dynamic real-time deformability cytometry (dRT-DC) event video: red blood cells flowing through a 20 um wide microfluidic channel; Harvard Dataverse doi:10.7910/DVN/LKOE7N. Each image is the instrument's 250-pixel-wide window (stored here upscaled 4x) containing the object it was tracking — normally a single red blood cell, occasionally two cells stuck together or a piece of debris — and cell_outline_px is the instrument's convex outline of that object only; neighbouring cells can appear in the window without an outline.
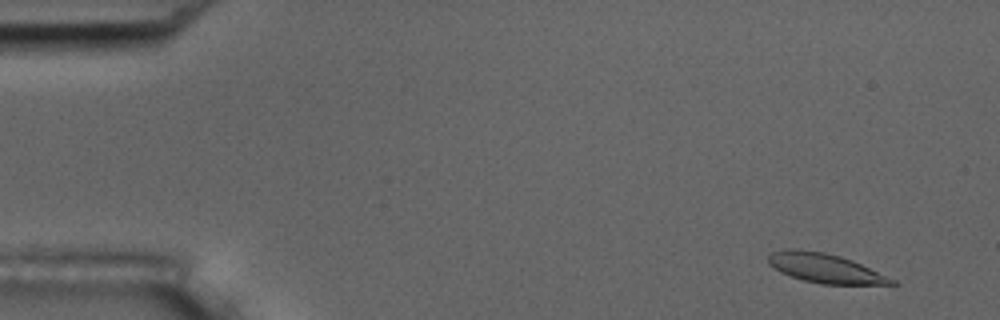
{"species": "common noctule bat (a hibernating species)", "species_latin": "Nyctalus noctula", "temperature_condition": "room temperature", "stored_images_in_passage": 55, "camera_frame_rate_fps": 3000, "um_per_image_px": 0.085, "animal": {"sex": "male", "body_mass_g": 17.5, "forearm_length_mm": 52.3}, "frame": {"image": 1, "passage_image": 3, "time_ms": 0.667, "image_size_px": [1000, 320], "cell_outline_px": [[900, 284], [820, 284], [804, 280], [780, 272], [768, 264], [768, 256], [772, 252], [784, 248], [796, 248], [824, 252], [840, 256], [852, 260], [896, 280]], "centroid_in_image_um": [70.1, 22.78], "position_along_channel_um": 14.9, "area_um2": 21.04}}
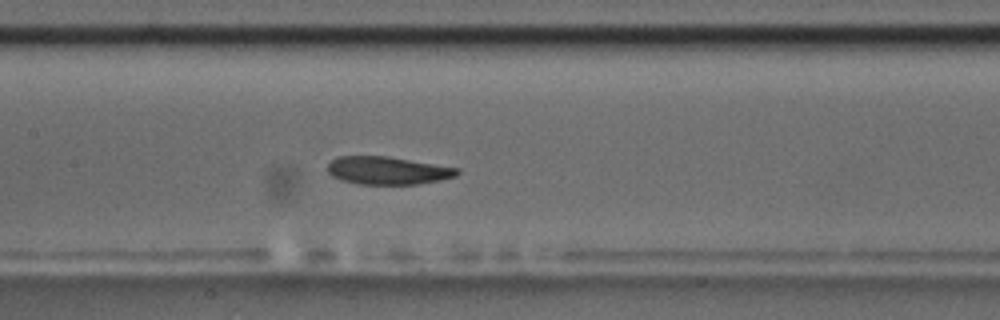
{"frame": {"image": 2, "passage_image": 26, "time_ms": 8.333, "image_size_px": [1000, 320], "cell_outline_px": [[460, 172], [456, 176], [440, 180], [416, 184], [360, 184], [340, 180], [332, 176], [328, 172], [328, 164], [332, 160], [340, 156], [388, 156], [460, 168]], "centroid_in_image_um": [32.96, 14.49], "position_along_channel_um": 174.4, "area_um2": 21.04}}
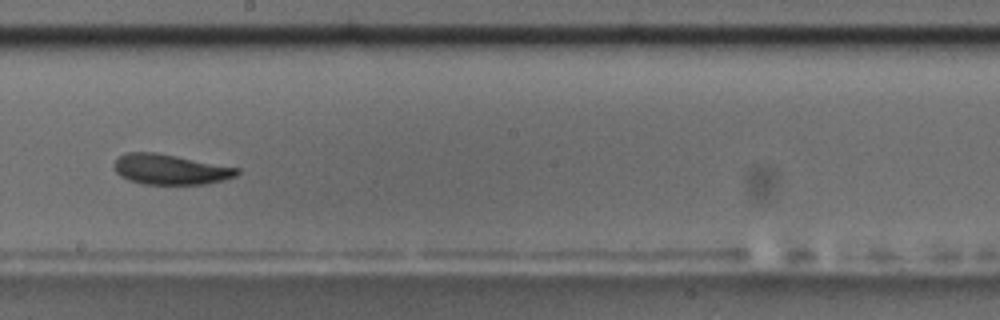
{"frame": {"image": 3, "passage_image": 31, "time_ms": 10.0, "image_size_px": [1000, 320], "cell_outline_px": [[240, 172], [236, 176], [224, 180], [204, 184], [144, 184], [128, 180], [120, 176], [116, 172], [112, 164], [120, 156], [128, 152], [156, 152], [240, 168]], "centroid_in_image_um": [14.47, 14.4], "position_along_channel_um": 233.7, "area_um2": 21.73}, "authors_computed_cell_mechanics": {"area_um2": 21.7906, "velocity_mm_per_s": 3.5723, "shape_relaxation_time_tau1_ms": 6.364, "shape_relaxation_time_tau2_ms": 5.2019, "deformation_change_tau1": 0.1379, "deformation_change_tau2": 0.1157}}